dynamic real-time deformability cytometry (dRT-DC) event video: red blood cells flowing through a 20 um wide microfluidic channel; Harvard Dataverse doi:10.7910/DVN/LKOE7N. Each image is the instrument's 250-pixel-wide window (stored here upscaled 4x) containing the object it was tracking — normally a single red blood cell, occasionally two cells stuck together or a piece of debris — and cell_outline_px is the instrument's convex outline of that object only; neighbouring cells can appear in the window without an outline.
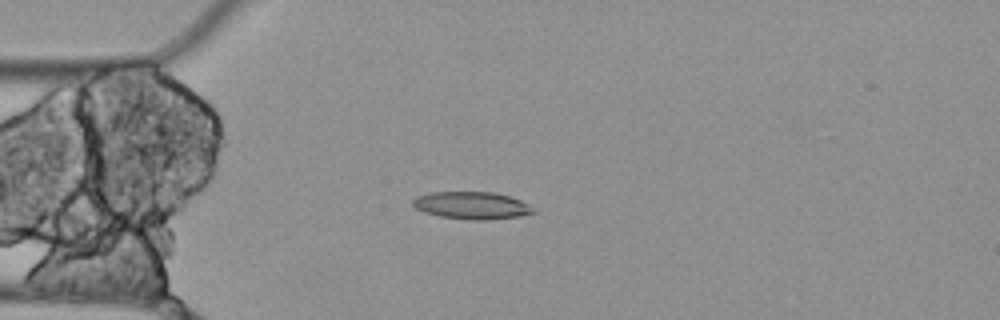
{"species": "Egyptian fruit bat (a non-hibernating species)", "species_latin": "Rousettus aegyptiacus", "temperature_condition": "cold", "stored_images_in_passage": 5, "camera_frame_rate_fps": 3000, "um_per_image_px": 0.085, "animal": {"sex": "female"}, "frame": {"image": 1, "passage_image": 5, "time_ms": 1.333, "image_size_px": [1000, 320], "cell_outline_px": [[536, 212], [520, 216], [488, 220], [468, 220], [440, 216], [424, 212], [416, 208], [412, 204], [412, 200], [416, 196], [432, 192], [492, 192], [508, 196], [520, 200], [528, 204]], "centroid_in_image_um": [40.08, 17.47], "position_along_channel_um": 44.9, "area_um2": 19.19}}